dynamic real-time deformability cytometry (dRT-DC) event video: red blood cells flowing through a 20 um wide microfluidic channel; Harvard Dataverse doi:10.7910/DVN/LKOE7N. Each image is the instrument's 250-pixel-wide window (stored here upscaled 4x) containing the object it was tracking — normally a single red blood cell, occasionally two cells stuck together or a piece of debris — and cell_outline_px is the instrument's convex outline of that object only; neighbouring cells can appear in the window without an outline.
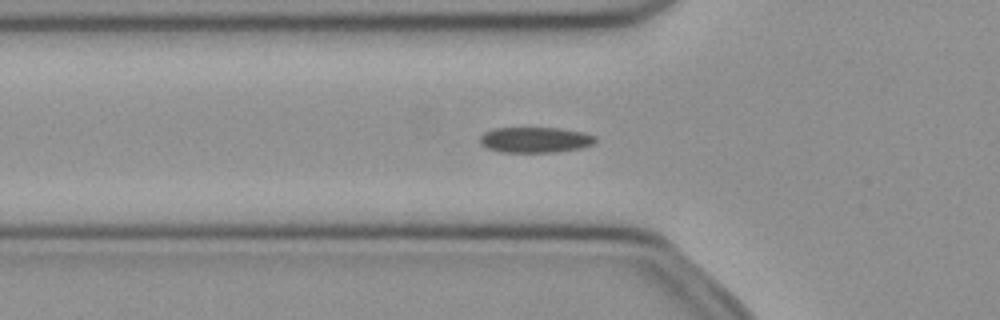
{"species": "common noctule bat (a hibernating species)", "species_latin": "Nyctalus noctula", "temperature_condition": "cold", "stored_images_in_passage": 42, "camera_frame_rate_fps": 3000, "um_per_image_px": 0.085, "animal": {"sex": "female", "body_mass_g": 21.9}, "frame": {"image": 1, "passage_image": 8, "time_ms": 2.333, "image_size_px": [1000, 320], "cell_outline_px": [[596, 140], [592, 144], [580, 148], [556, 152], [500, 152], [488, 148], [480, 144], [480, 136], [484, 132], [492, 128], [560, 128], [584, 132], [596, 136]], "centroid_in_image_um": [45.48, 11.88], "position_along_channel_um": 80.3, "area_um2": 17.28}}
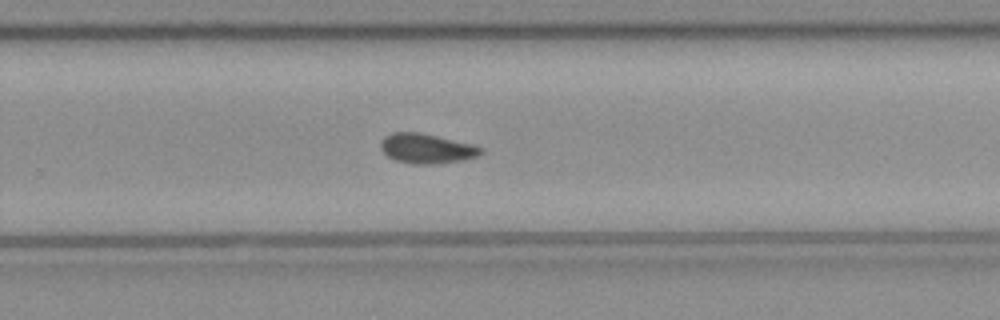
{"frame": {"image": 2, "passage_image": 24, "time_ms": 7.667, "image_size_px": [1000, 320], "cell_outline_px": [[484, 152], [480, 156], [464, 160], [432, 164], [412, 164], [396, 160], [388, 156], [380, 148], [380, 144], [384, 136], [392, 132], [420, 132], [472, 144], [484, 148]], "centroid_in_image_um": [36.29, 12.62], "position_along_channel_um": 293.5, "area_um2": 17.51}}
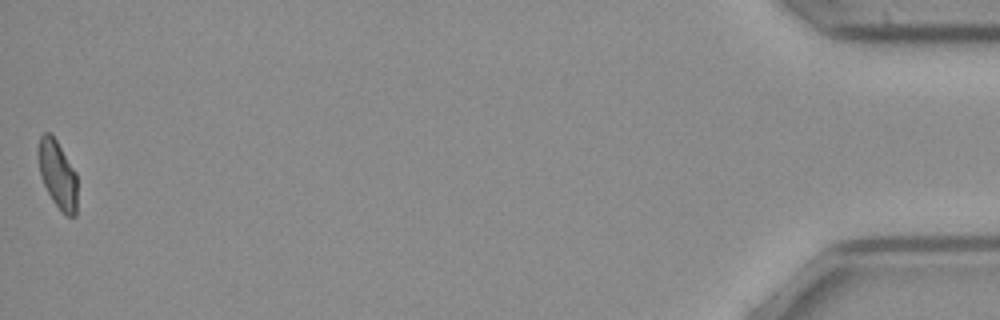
{"frame": {"image": 3, "passage_image": 42, "time_ms": 13.667, "image_size_px": [1000, 320], "cell_outline_px": [[76, 216], [68, 216], [52, 200], [40, 176], [36, 152], [36, 148], [40, 136], [44, 132], [48, 132], [56, 140], [76, 172]], "centroid_in_image_um": [4.85, 14.77], "position_along_channel_um": 430.3, "area_um2": 15.37}, "authors_computed_cell_mechanics": {"area_um2": 17.0799, "velocity_mm_per_s": 3.9817, "shape_relaxation_time_tau1_ms": 4.2805, "shape_relaxation_time_tau2_ms": null, "deformation_change_tau1": 0.1038, "deformation_change_tau2": null}}